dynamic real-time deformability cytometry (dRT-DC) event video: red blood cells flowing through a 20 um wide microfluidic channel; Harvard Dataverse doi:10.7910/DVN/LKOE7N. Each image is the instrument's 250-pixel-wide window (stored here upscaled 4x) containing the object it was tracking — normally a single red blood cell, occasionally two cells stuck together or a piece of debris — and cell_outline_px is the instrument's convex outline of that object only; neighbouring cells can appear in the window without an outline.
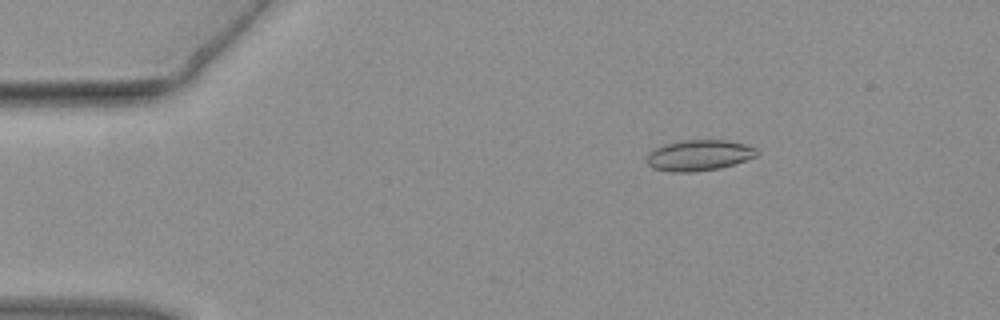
{"species": "common noctule bat (a hibernating species)", "species_latin": "Nyctalus noctula", "temperature_condition": "warm", "stored_images_in_passage": 45, "camera_frame_rate_fps": 3000, "um_per_image_px": 0.085, "animal": {"sex": "female", "body_mass_g": 19.3, "forearm_length_mm": 54.1}, "frame": {"image": 1, "passage_image": 7, "time_ms": 2.0, "image_size_px": [1000, 320], "cell_outline_px": [[760, 152], [756, 156], [720, 168], [692, 172], [672, 172], [652, 168], [648, 164], [648, 152], [664, 144], [680, 140], [728, 140], [744, 144], [756, 148]], "centroid_in_image_um": [59.41, 13.19], "position_along_channel_um": 25.6, "area_um2": 19.71}}
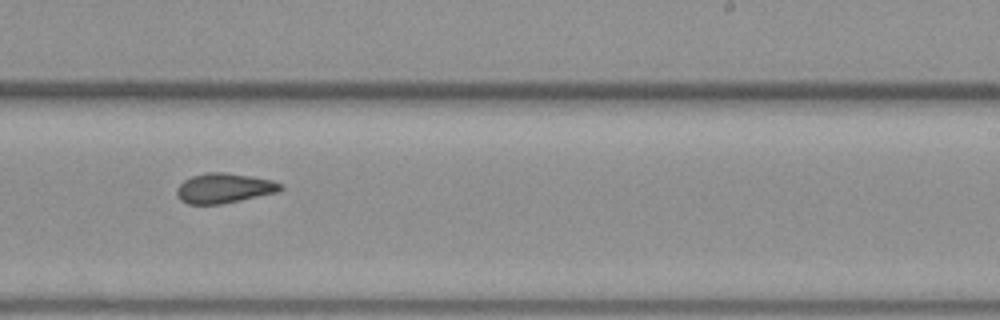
{"frame": {"image": 2, "passage_image": 28, "time_ms": 9.0, "image_size_px": [1000, 320], "cell_outline_px": [[284, 188], [276, 192], [240, 200], [220, 204], [188, 204], [180, 200], [176, 192], [176, 188], [184, 180], [192, 176], [208, 172], [224, 172], [272, 180], [284, 184]], "centroid_in_image_um": [19.03, 15.99], "position_along_channel_um": 270.0, "area_um2": 17.92}}
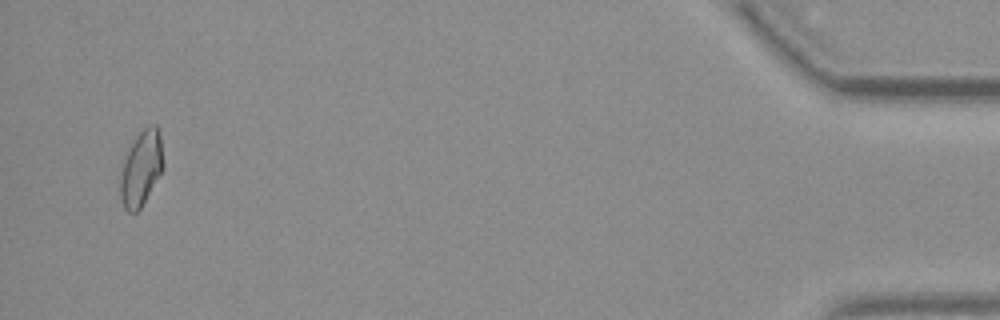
{"frame": {"image": 3, "passage_image": 44, "time_ms": 14.333, "image_size_px": [1000, 320], "cell_outline_px": [[164, 168], [140, 208], [136, 212], [128, 212], [124, 208], [120, 196], [120, 180], [124, 160], [128, 148], [132, 140], [148, 124], [156, 124], [160, 136], [164, 164]], "centroid_in_image_um": [12.0, 14.28], "position_along_channel_um": 423.2, "area_um2": 18.79}}